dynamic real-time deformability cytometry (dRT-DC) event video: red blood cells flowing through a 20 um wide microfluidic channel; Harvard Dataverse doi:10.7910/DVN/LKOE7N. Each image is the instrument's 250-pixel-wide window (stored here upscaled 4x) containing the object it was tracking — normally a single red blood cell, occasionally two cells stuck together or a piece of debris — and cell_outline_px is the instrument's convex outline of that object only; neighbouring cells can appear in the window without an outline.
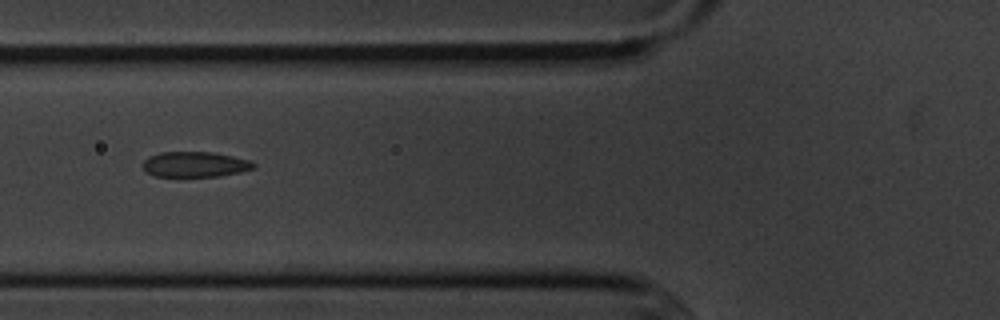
{"species": "common noctule bat (a hibernating species)", "species_latin": "Nyctalus noctula", "temperature_condition": "cold", "stored_images_in_passage": 12, "camera_frame_rate_fps": 3000, "um_per_image_px": 0.085, "animal": {"sex": "male", "body_mass_g": 20.1, "forearm_length_mm": 53.5}, "frame": {"image": 1, "passage_image": 3, "time_ms": 3.333, "image_size_px": [1000, 320], "cell_outline_px": [[256, 168], [240, 172], [220, 176], [156, 176], [144, 172], [144, 160], [148, 156], [160, 152], [212, 152], [232, 156], [248, 160], [256, 164]], "centroid_in_image_um": [16.57, 13.97], "position_along_channel_um": 109.2, "area_um2": 16.36}}
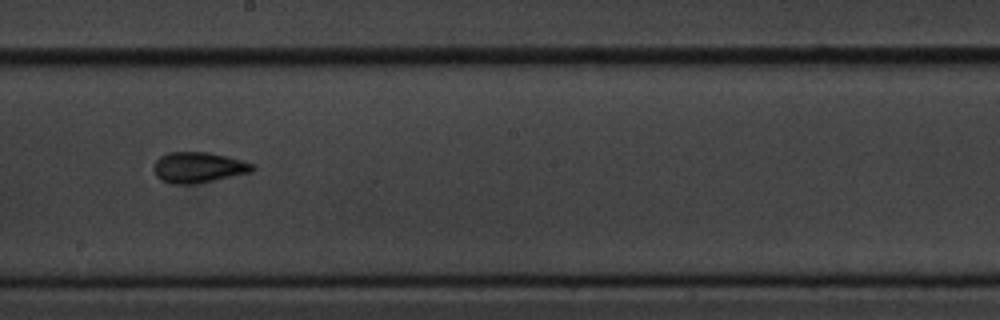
{"frame": {"image": 2, "passage_image": 6, "time_ms": 6.667, "image_size_px": [1000, 320], "cell_outline_px": [[256, 168], [252, 172], [192, 184], [176, 184], [160, 180], [156, 176], [152, 168], [156, 160], [160, 156], [168, 152], [208, 152], [228, 156], [256, 164]], "centroid_in_image_um": [16.87, 14.22], "position_along_channel_um": 231.3, "area_um2": 17.74}}
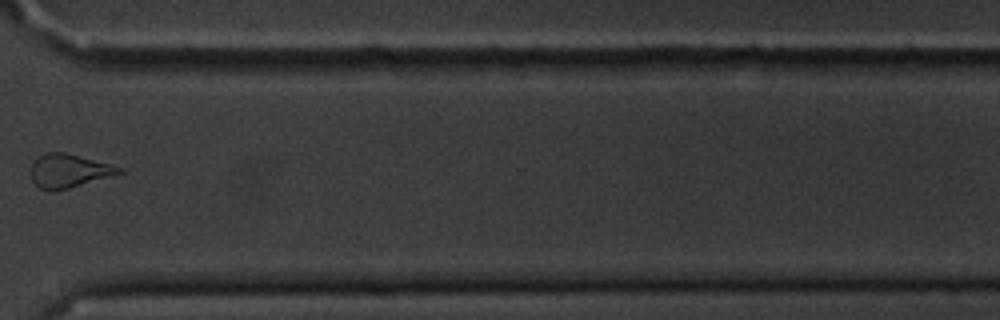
{"frame": {"image": 3, "passage_image": 9, "time_ms": 10.333, "image_size_px": [1000, 320], "cell_outline_px": [[124, 172], [68, 188], [52, 192], [40, 188], [32, 180], [32, 164], [40, 156], [48, 152], [64, 152], [124, 168]], "centroid_in_image_um": [5.85, 14.53], "position_along_channel_um": 364.8, "area_um2": 16.82}, "authors_computed_cell_mechanics": {"area_um2": 16.8776, "velocity_mm_per_s": 3.6386, "shape_relaxation_time_tau1_ms": 2.1829, "shape_relaxation_time_tau2_ms": null, "deformation_change_tau1": 0.0929, "deformation_change_tau2": null}}